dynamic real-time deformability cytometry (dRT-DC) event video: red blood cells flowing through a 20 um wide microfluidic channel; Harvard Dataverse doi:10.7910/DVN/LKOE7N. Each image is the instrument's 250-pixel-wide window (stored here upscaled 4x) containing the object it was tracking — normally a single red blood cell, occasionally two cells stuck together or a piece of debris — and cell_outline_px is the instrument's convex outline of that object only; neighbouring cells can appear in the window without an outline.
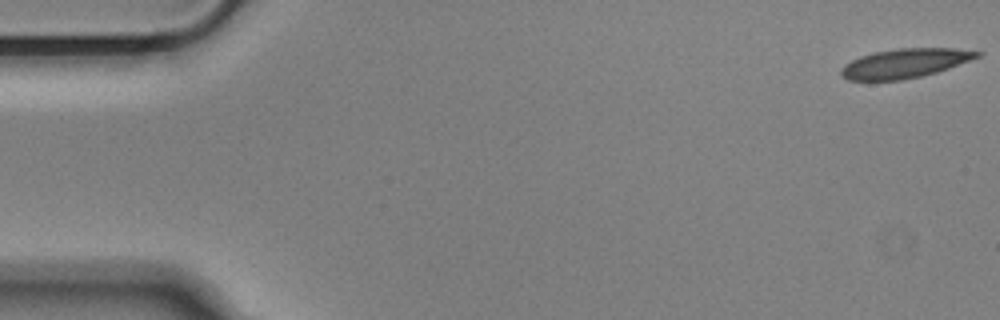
{"species": "Egyptian fruit bat (a non-hibernating species)", "species_latin": "Rousettus aegyptiacus", "temperature_condition": "cold", "stored_images_in_passage": 10, "camera_frame_rate_fps": 3000, "um_per_image_px": 0.085, "animal": {"sex": "male"}, "frame": {"image": 1, "passage_image": 1, "time_ms": 0.0, "image_size_px": [1000, 320], "cell_outline_px": [[984, 52], [980, 56], [948, 68], [936, 72], [920, 76], [900, 80], [848, 80], [840, 72], [840, 68], [844, 64], [860, 56], [876, 52], [900, 48], [956, 48]], "centroid_in_image_um": [76.92, 5.37], "position_along_channel_um": 8.1, "area_um2": 22.95}}